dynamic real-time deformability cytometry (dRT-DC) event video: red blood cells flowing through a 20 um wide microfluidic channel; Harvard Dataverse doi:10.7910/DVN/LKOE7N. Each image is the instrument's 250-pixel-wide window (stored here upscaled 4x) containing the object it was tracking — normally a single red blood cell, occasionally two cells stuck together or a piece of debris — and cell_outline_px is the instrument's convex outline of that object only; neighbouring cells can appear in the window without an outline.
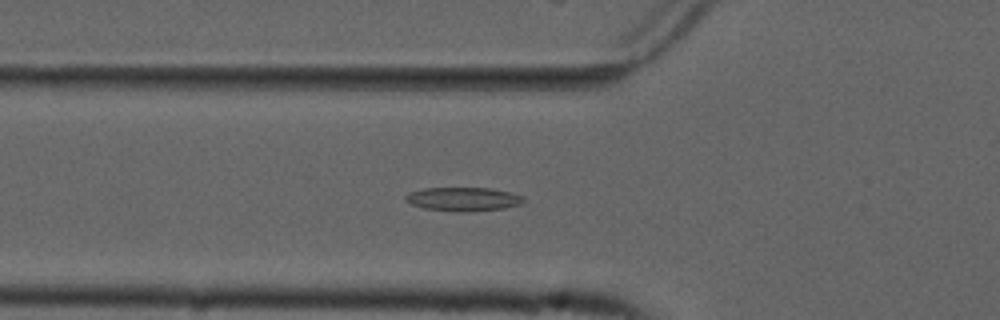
{"species": "common noctule bat (a hibernating species)", "species_latin": "Nyctalus noctula", "temperature_condition": "cold", "stored_images_in_passage": 7, "camera_frame_rate_fps": 3000, "um_per_image_px": 0.085, "animal": {"sex": "male", "forearm_length_mm": 52.5}, "frame": {"image": 1, "passage_image": 3, "time_ms": 0.667, "image_size_px": [1000, 320], "cell_outline_px": [[524, 200], [520, 204], [504, 208], [468, 212], [452, 212], [424, 208], [412, 204], [404, 200], [404, 196], [408, 192], [424, 188], [492, 188], [512, 192], [524, 196]], "centroid_in_image_um": [39.36, 16.92], "position_along_channel_um": 86.4, "area_um2": 16.59}}
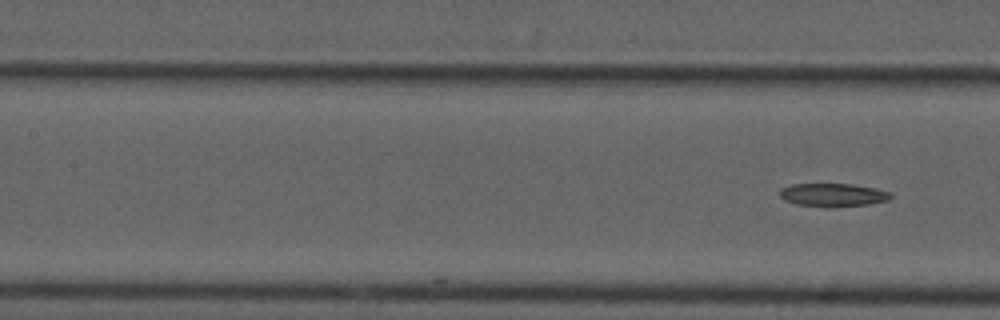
{"frame": {"image": 2, "passage_image": 7, "time_ms": 2.0, "image_size_px": [1000, 320], "cell_outline_px": [[892, 196], [888, 200], [868, 204], [832, 208], [828, 208], [796, 204], [784, 200], [780, 196], [780, 188], [792, 184], [852, 184], [892, 192]], "centroid_in_image_um": [70.78, 16.58], "position_along_channel_um": 136.6, "area_um2": 15.14}}